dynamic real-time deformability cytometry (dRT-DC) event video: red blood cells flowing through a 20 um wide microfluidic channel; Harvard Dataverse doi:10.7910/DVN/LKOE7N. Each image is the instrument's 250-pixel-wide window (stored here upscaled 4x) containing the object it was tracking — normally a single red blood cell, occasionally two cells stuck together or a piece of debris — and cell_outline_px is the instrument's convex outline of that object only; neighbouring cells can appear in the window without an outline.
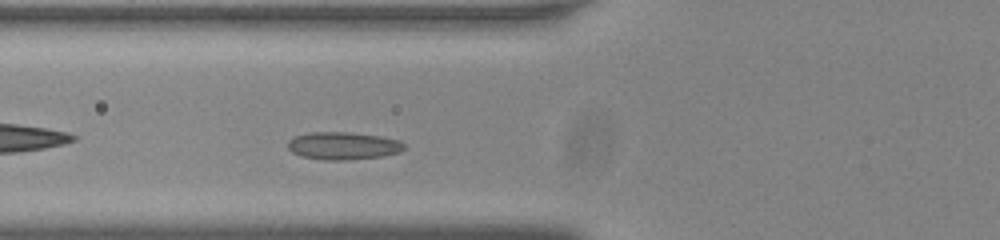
{"species": "common noctule bat (a hibernating species)", "species_latin": "Nyctalus noctula", "temperature_condition": "room temperature", "stored_images_in_passage": 39, "camera_frame_rate_fps": 3000, "um_per_image_px": 0.085, "animal": {"sex": "male", "body_mass_g": 20.0, "forearm_length_mm": 53.3}, "frame": {"image": 1, "passage_image": 6, "time_ms": 1.667, "image_size_px": [1000, 240], "cell_outline_px": [[404, 148], [400, 152], [380, 156], [344, 160], [324, 160], [300, 156], [292, 152], [288, 148], [288, 140], [296, 136], [312, 132], [348, 132], [380, 136], [400, 140], [404, 144]], "centroid_in_image_um": [29.15, 12.39], "position_along_channel_um": 96.6, "area_um2": 18.61}}
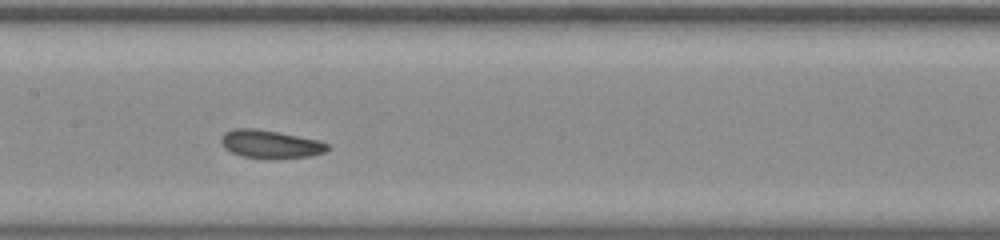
{"frame": {"image": 2, "passage_image": 13, "time_ms": 4.0, "image_size_px": [1000, 240], "cell_outline_px": [[328, 148], [324, 152], [308, 156], [272, 160], [240, 156], [224, 148], [220, 140], [224, 132], [236, 128], [256, 128], [320, 140], [328, 144]], "centroid_in_image_um": [22.95, 12.26], "position_along_channel_um": 184.4, "area_um2": 17.63}}
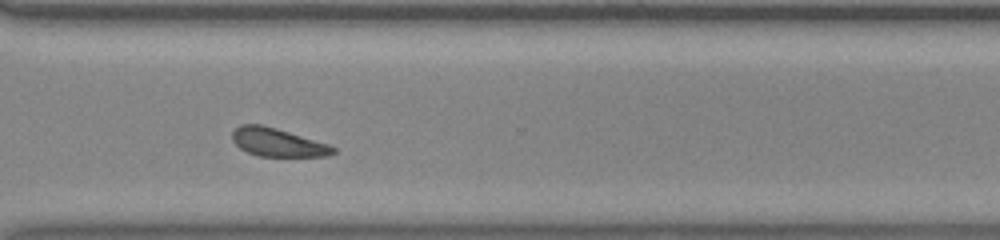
{"frame": {"image": 3, "passage_image": 26, "time_ms": 8.333, "image_size_px": [1000, 240], "cell_outline_px": [[336, 152], [328, 156], [260, 156], [248, 152], [240, 148], [232, 140], [232, 132], [240, 124], [260, 124], [276, 128], [328, 144], [336, 148]], "centroid_in_image_um": [23.59, 12.1], "position_along_channel_um": 347.0, "area_um2": 16.47}, "authors_computed_cell_mechanics": {"area_um2": 17.5712, "velocity_mm_per_s": 3.756, "shape_relaxation_time_tau1_ms": 3.7493, "shape_relaxation_time_tau2_ms": null, "deformation_change_tau1": 0.0444, "deformation_change_tau2": null}}